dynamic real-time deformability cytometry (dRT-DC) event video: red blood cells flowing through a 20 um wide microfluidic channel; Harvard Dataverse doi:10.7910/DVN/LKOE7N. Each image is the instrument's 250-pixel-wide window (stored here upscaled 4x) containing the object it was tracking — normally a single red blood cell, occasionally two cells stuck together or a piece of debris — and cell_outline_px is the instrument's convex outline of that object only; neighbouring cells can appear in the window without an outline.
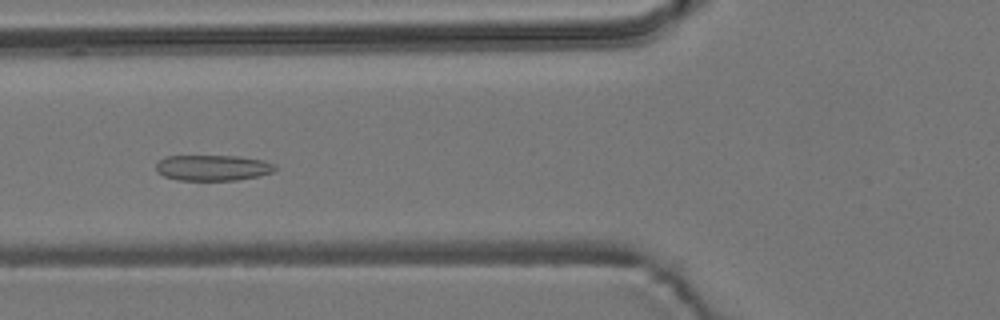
{"species": "common noctule bat (a hibernating species)", "species_latin": "Nyctalus noctula", "temperature_condition": "room temperature", "stored_images_in_passage": 41, "camera_frame_rate_fps": 3000, "um_per_image_px": 0.085, "animal": {"sex": "male", "body_mass_g": 19.2, "forearm_length_mm": 51.8}, "frame": {"image": 1, "passage_image": 5, "time_ms": 1.333, "image_size_px": [1000, 320], "cell_outline_px": [[276, 168], [272, 172], [256, 176], [236, 180], [180, 180], [164, 176], [156, 172], [156, 164], [164, 156], [236, 156], [264, 160], [276, 164]], "centroid_in_image_um": [18.07, 14.25], "position_along_channel_um": 107.7, "area_um2": 17.8}}
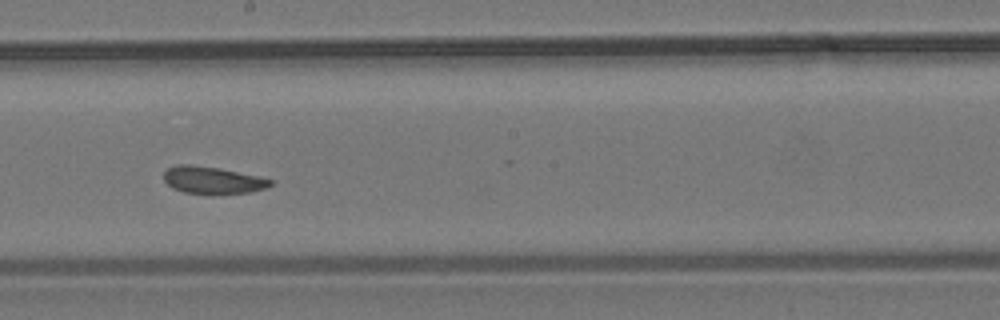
{"frame": {"image": 2, "passage_image": 15, "time_ms": 4.667, "image_size_px": [1000, 320], "cell_outline_px": [[272, 184], [264, 188], [252, 192], [208, 196], [184, 192], [172, 188], [164, 180], [164, 172], [168, 168], [176, 164], [192, 164], [220, 168], [256, 176], [272, 180]], "centroid_in_image_um": [18.02, 15.34], "position_along_channel_um": 230.2, "area_um2": 17.28}}
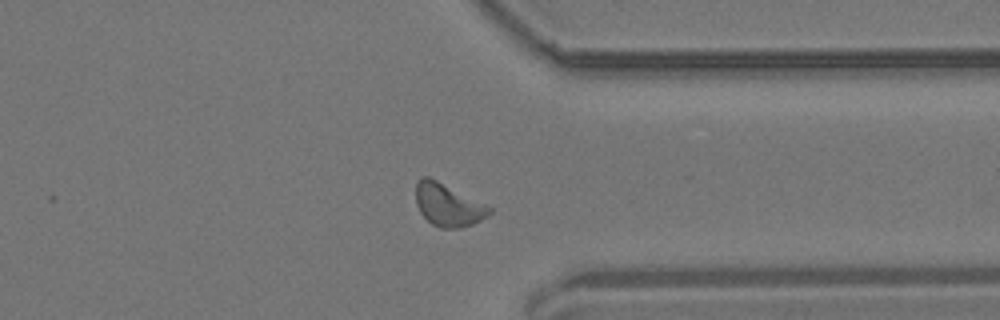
{"frame": {"image": 3, "passage_image": 27, "time_ms": 8.667, "image_size_px": [1000, 320], "cell_outline_px": [[492, 212], [488, 216], [472, 224], [460, 228], [440, 228], [432, 224], [420, 212], [416, 204], [416, 180], [420, 176], [428, 176], [492, 208]], "centroid_in_image_um": [38.05, 17.42], "position_along_channel_um": 373.4, "area_um2": 18.03}, "authors_computed_cell_mechanics": {"area_um2": 17.2822, "velocity_mm_per_s": 3.6653, "shape_relaxation_time_tau1_ms": null, "shape_relaxation_time_tau2_ms": 1.8349, "deformation_change_tau1": null, "deformation_change_tau2": 0.0678}}